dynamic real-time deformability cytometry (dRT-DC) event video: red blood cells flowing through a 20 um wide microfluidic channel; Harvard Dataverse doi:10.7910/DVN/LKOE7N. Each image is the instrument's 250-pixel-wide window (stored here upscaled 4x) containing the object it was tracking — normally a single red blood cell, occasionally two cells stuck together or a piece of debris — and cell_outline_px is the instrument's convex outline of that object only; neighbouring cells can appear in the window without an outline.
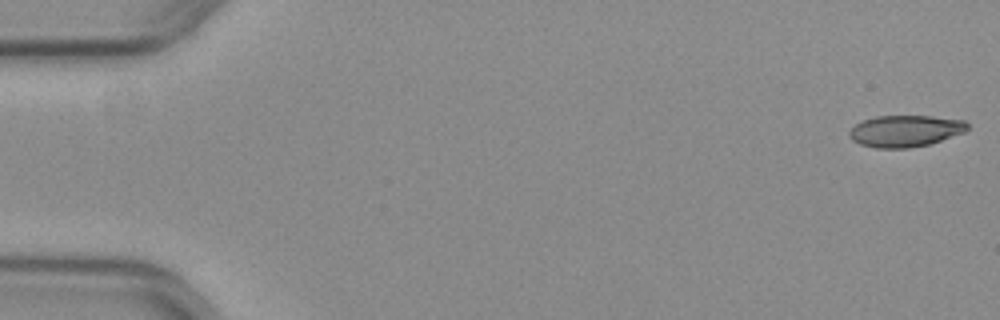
{"species": "common noctule bat (a hibernating species)", "species_latin": "Nyctalus noctula", "temperature_condition": "warm", "stored_images_in_passage": 52, "camera_frame_rate_fps": 3000, "um_per_image_px": 0.085, "animal": {"sex": "female", "body_mass_g": 29.2, "forearm_length_mm": 56.3}, "frame": {"image": 1, "passage_image": 1, "time_ms": 0.0, "image_size_px": [1000, 320], "cell_outline_px": [[968, 128], [964, 132], [928, 144], [908, 148], [876, 148], [860, 144], [852, 140], [848, 136], [848, 132], [856, 124], [864, 120], [876, 116], [932, 116], [964, 120], [968, 124]], "centroid_in_image_um": [76.92, 11.13], "position_along_channel_um": 8.1, "area_um2": 21.62}}
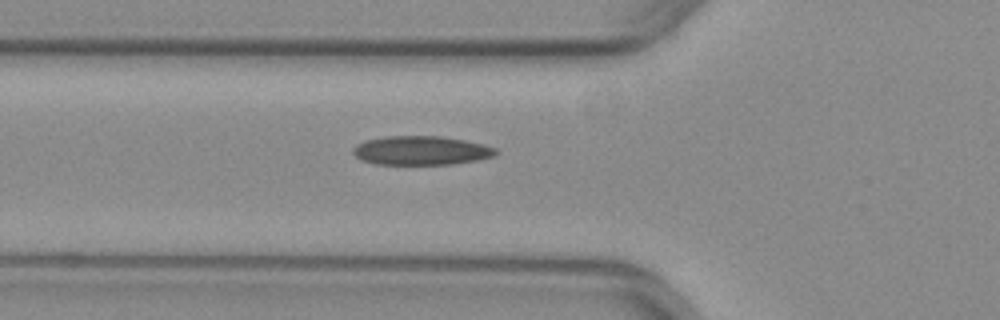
{"frame": {"image": 2, "passage_image": 19, "time_ms": 6.0, "image_size_px": [1000, 320], "cell_outline_px": [[496, 156], [476, 160], [452, 164], [376, 164], [360, 160], [352, 152], [352, 148], [356, 144], [364, 140], [388, 136], [440, 136], [464, 140], [484, 144], [496, 148]], "centroid_in_image_um": [35.77, 12.79], "position_along_channel_um": 90.0, "area_um2": 24.16}}
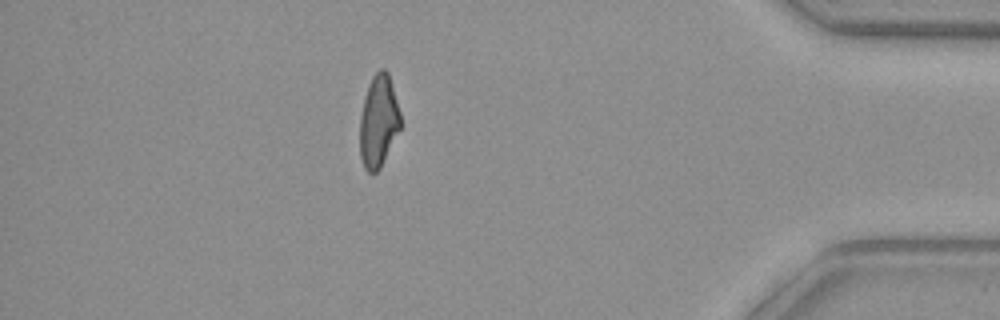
{"frame": {"image": 3, "passage_image": 46, "time_ms": 15.0, "image_size_px": [1000, 320], "cell_outline_px": [[400, 128], [380, 168], [376, 172], [368, 172], [364, 168], [360, 156], [360, 116], [364, 96], [368, 84], [372, 76], [380, 68], [384, 68], [388, 72], [400, 112]], "centroid_in_image_um": [32.15, 10.28], "position_along_channel_um": 403.0, "area_um2": 21.73}, "authors_computed_cell_mechanics": {"area_um2": 22.8888, "velocity_mm_per_s": 3.9702, "shape_relaxation_time_tau1_ms": null, "shape_relaxation_time_tau2_ms": 2.5487, "deformation_change_tau1": null, "deformation_change_tau2": 0.111}}